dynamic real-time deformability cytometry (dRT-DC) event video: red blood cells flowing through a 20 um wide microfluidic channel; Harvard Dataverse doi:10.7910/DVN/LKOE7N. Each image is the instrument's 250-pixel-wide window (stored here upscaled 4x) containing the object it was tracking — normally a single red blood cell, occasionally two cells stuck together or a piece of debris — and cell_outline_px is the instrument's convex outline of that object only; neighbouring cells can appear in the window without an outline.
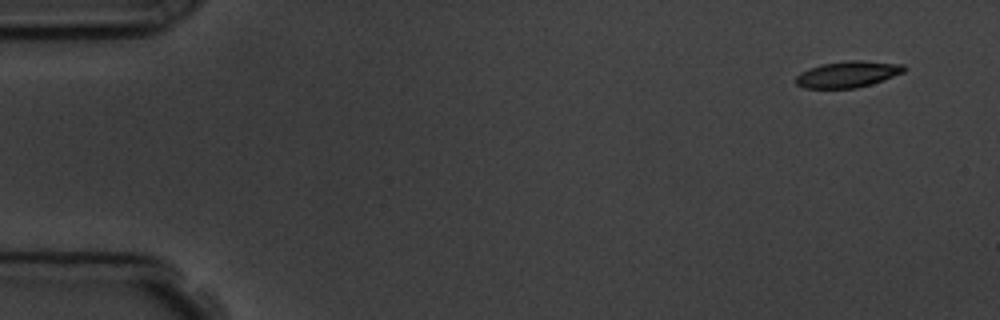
{"species": "common noctule bat (a hibernating species)", "species_latin": "Nyctalus noctula", "temperature_condition": "room temperature", "stored_images_in_passage": 5, "camera_frame_rate_fps": 3000, "um_per_image_px": 0.085, "animal": {"sex": "male", "body_mass_g": 19.5, "forearm_length_mm": 54.6}, "frame": {"image": 1, "passage_image": 1, "time_ms": 0.0, "image_size_px": [1000, 320], "cell_outline_px": [[908, 68], [904, 72], [884, 80], [872, 84], [856, 88], [804, 88], [796, 84], [796, 76], [800, 72], [808, 68], [820, 64], [848, 60], [860, 60], [904, 64]], "centroid_in_image_um": [72.08, 6.3], "position_along_channel_um": 12.9, "area_um2": 16.82}}
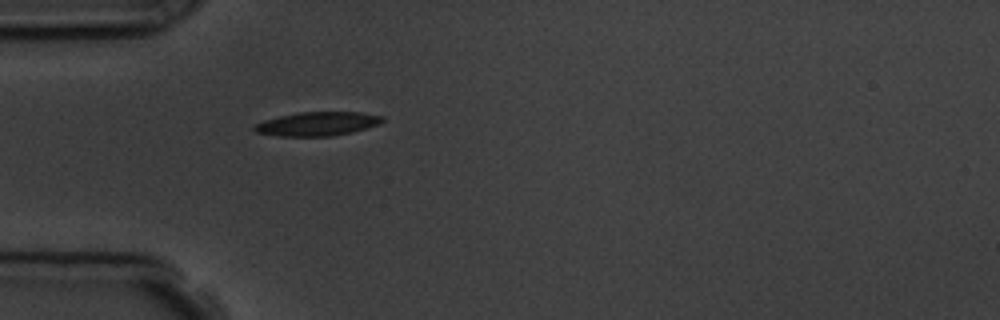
{"frame": {"image": 2, "passage_image": 5, "time_ms": 4.333, "image_size_px": [1000, 320], "cell_outline_px": [[384, 120], [380, 124], [352, 132], [332, 136], [280, 136], [256, 132], [252, 128], [256, 124], [264, 120], [280, 116], [300, 112], [360, 112], [384, 116]], "centroid_in_image_um": [27.01, 10.52], "position_along_channel_um": 58.0, "area_um2": 17.74}}